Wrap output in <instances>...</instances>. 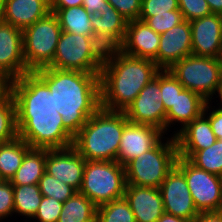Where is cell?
Wrapping results in <instances>:
<instances>
[{"mask_svg": "<svg viewBox=\"0 0 222 222\" xmlns=\"http://www.w3.org/2000/svg\"><path fill=\"white\" fill-rule=\"evenodd\" d=\"M16 105L18 136L30 147L62 149L73 146L74 136L64 127L49 87L29 72L8 83Z\"/></svg>", "mask_w": 222, "mask_h": 222, "instance_id": "cell-1", "label": "cell"}, {"mask_svg": "<svg viewBox=\"0 0 222 222\" xmlns=\"http://www.w3.org/2000/svg\"><path fill=\"white\" fill-rule=\"evenodd\" d=\"M34 73L49 87L64 127L75 136L101 107L100 76L52 67Z\"/></svg>", "mask_w": 222, "mask_h": 222, "instance_id": "cell-2", "label": "cell"}, {"mask_svg": "<svg viewBox=\"0 0 222 222\" xmlns=\"http://www.w3.org/2000/svg\"><path fill=\"white\" fill-rule=\"evenodd\" d=\"M160 70L153 60L121 52L101 68V107L125 111Z\"/></svg>", "mask_w": 222, "mask_h": 222, "instance_id": "cell-3", "label": "cell"}, {"mask_svg": "<svg viewBox=\"0 0 222 222\" xmlns=\"http://www.w3.org/2000/svg\"><path fill=\"white\" fill-rule=\"evenodd\" d=\"M127 121L124 111L100 107L74 136L73 147L87 161H116Z\"/></svg>", "mask_w": 222, "mask_h": 222, "instance_id": "cell-4", "label": "cell"}, {"mask_svg": "<svg viewBox=\"0 0 222 222\" xmlns=\"http://www.w3.org/2000/svg\"><path fill=\"white\" fill-rule=\"evenodd\" d=\"M164 138L152 149L125 165L126 184L159 188L178 158L175 137ZM166 141V142H165Z\"/></svg>", "mask_w": 222, "mask_h": 222, "instance_id": "cell-5", "label": "cell"}, {"mask_svg": "<svg viewBox=\"0 0 222 222\" xmlns=\"http://www.w3.org/2000/svg\"><path fill=\"white\" fill-rule=\"evenodd\" d=\"M169 70L184 89L200 94L206 101L222 95L221 58L191 54L176 62Z\"/></svg>", "mask_w": 222, "mask_h": 222, "instance_id": "cell-6", "label": "cell"}, {"mask_svg": "<svg viewBox=\"0 0 222 222\" xmlns=\"http://www.w3.org/2000/svg\"><path fill=\"white\" fill-rule=\"evenodd\" d=\"M126 187L125 166L117 161H87L80 187L97 207L124 197Z\"/></svg>", "mask_w": 222, "mask_h": 222, "instance_id": "cell-7", "label": "cell"}, {"mask_svg": "<svg viewBox=\"0 0 222 222\" xmlns=\"http://www.w3.org/2000/svg\"><path fill=\"white\" fill-rule=\"evenodd\" d=\"M61 33L58 18L51 11L23 30V56L30 72L51 64Z\"/></svg>", "mask_w": 222, "mask_h": 222, "instance_id": "cell-8", "label": "cell"}, {"mask_svg": "<svg viewBox=\"0 0 222 222\" xmlns=\"http://www.w3.org/2000/svg\"><path fill=\"white\" fill-rule=\"evenodd\" d=\"M175 166L184 174L199 213L222 211V177L204 171L178 156Z\"/></svg>", "mask_w": 222, "mask_h": 222, "instance_id": "cell-9", "label": "cell"}, {"mask_svg": "<svg viewBox=\"0 0 222 222\" xmlns=\"http://www.w3.org/2000/svg\"><path fill=\"white\" fill-rule=\"evenodd\" d=\"M48 67L100 76L102 65L90 52V36L62 31L54 59Z\"/></svg>", "mask_w": 222, "mask_h": 222, "instance_id": "cell-10", "label": "cell"}, {"mask_svg": "<svg viewBox=\"0 0 222 222\" xmlns=\"http://www.w3.org/2000/svg\"><path fill=\"white\" fill-rule=\"evenodd\" d=\"M128 121L159 128L165 133L166 112L160 90V71L124 111Z\"/></svg>", "mask_w": 222, "mask_h": 222, "instance_id": "cell-11", "label": "cell"}, {"mask_svg": "<svg viewBox=\"0 0 222 222\" xmlns=\"http://www.w3.org/2000/svg\"><path fill=\"white\" fill-rule=\"evenodd\" d=\"M29 72L23 56V30L0 24V78L9 83Z\"/></svg>", "mask_w": 222, "mask_h": 222, "instance_id": "cell-12", "label": "cell"}, {"mask_svg": "<svg viewBox=\"0 0 222 222\" xmlns=\"http://www.w3.org/2000/svg\"><path fill=\"white\" fill-rule=\"evenodd\" d=\"M159 190L166 213L184 219H195L199 215L186 178L176 166L167 174Z\"/></svg>", "mask_w": 222, "mask_h": 222, "instance_id": "cell-13", "label": "cell"}, {"mask_svg": "<svg viewBox=\"0 0 222 222\" xmlns=\"http://www.w3.org/2000/svg\"><path fill=\"white\" fill-rule=\"evenodd\" d=\"M163 136L165 133L157 127L127 121L116 161L125 166L133 158L154 148Z\"/></svg>", "mask_w": 222, "mask_h": 222, "instance_id": "cell-14", "label": "cell"}, {"mask_svg": "<svg viewBox=\"0 0 222 222\" xmlns=\"http://www.w3.org/2000/svg\"><path fill=\"white\" fill-rule=\"evenodd\" d=\"M192 54L202 57H222V15L210 14L190 21Z\"/></svg>", "mask_w": 222, "mask_h": 222, "instance_id": "cell-15", "label": "cell"}, {"mask_svg": "<svg viewBox=\"0 0 222 222\" xmlns=\"http://www.w3.org/2000/svg\"><path fill=\"white\" fill-rule=\"evenodd\" d=\"M86 160L73 147L48 149L45 172L80 190Z\"/></svg>", "mask_w": 222, "mask_h": 222, "instance_id": "cell-16", "label": "cell"}, {"mask_svg": "<svg viewBox=\"0 0 222 222\" xmlns=\"http://www.w3.org/2000/svg\"><path fill=\"white\" fill-rule=\"evenodd\" d=\"M192 54L190 22L184 20L167 32L160 34L158 67L170 69L176 62Z\"/></svg>", "mask_w": 222, "mask_h": 222, "instance_id": "cell-17", "label": "cell"}, {"mask_svg": "<svg viewBox=\"0 0 222 222\" xmlns=\"http://www.w3.org/2000/svg\"><path fill=\"white\" fill-rule=\"evenodd\" d=\"M160 34L145 22L132 20L127 22L126 34L122 41V52L143 59L153 60L158 66Z\"/></svg>", "mask_w": 222, "mask_h": 222, "instance_id": "cell-18", "label": "cell"}, {"mask_svg": "<svg viewBox=\"0 0 222 222\" xmlns=\"http://www.w3.org/2000/svg\"><path fill=\"white\" fill-rule=\"evenodd\" d=\"M124 198L136 222H156L165 213L159 188L126 184Z\"/></svg>", "mask_w": 222, "mask_h": 222, "instance_id": "cell-19", "label": "cell"}, {"mask_svg": "<svg viewBox=\"0 0 222 222\" xmlns=\"http://www.w3.org/2000/svg\"><path fill=\"white\" fill-rule=\"evenodd\" d=\"M178 156L189 159L196 151L213 145L217 138L214 135L209 119L202 113L187 124L175 136Z\"/></svg>", "mask_w": 222, "mask_h": 222, "instance_id": "cell-20", "label": "cell"}, {"mask_svg": "<svg viewBox=\"0 0 222 222\" xmlns=\"http://www.w3.org/2000/svg\"><path fill=\"white\" fill-rule=\"evenodd\" d=\"M206 103L207 101L200 94L184 89L177 95L174 105L166 113L165 134L168 131L170 132V128L174 127L177 123V126L178 124L181 126L179 129H174L172 134L175 136L187 124L203 113Z\"/></svg>", "mask_w": 222, "mask_h": 222, "instance_id": "cell-21", "label": "cell"}, {"mask_svg": "<svg viewBox=\"0 0 222 222\" xmlns=\"http://www.w3.org/2000/svg\"><path fill=\"white\" fill-rule=\"evenodd\" d=\"M5 23L21 30L48 14L50 0H5Z\"/></svg>", "mask_w": 222, "mask_h": 222, "instance_id": "cell-22", "label": "cell"}, {"mask_svg": "<svg viewBox=\"0 0 222 222\" xmlns=\"http://www.w3.org/2000/svg\"><path fill=\"white\" fill-rule=\"evenodd\" d=\"M48 149L31 147L25 154L21 166L11 178L12 185H34L45 173Z\"/></svg>", "mask_w": 222, "mask_h": 222, "instance_id": "cell-23", "label": "cell"}, {"mask_svg": "<svg viewBox=\"0 0 222 222\" xmlns=\"http://www.w3.org/2000/svg\"><path fill=\"white\" fill-rule=\"evenodd\" d=\"M30 148V145L19 136L11 141L0 143V177L2 180H11Z\"/></svg>", "mask_w": 222, "mask_h": 222, "instance_id": "cell-24", "label": "cell"}, {"mask_svg": "<svg viewBox=\"0 0 222 222\" xmlns=\"http://www.w3.org/2000/svg\"><path fill=\"white\" fill-rule=\"evenodd\" d=\"M58 18L62 31L90 36L94 31L91 14L81 5L63 9H50Z\"/></svg>", "mask_w": 222, "mask_h": 222, "instance_id": "cell-25", "label": "cell"}, {"mask_svg": "<svg viewBox=\"0 0 222 222\" xmlns=\"http://www.w3.org/2000/svg\"><path fill=\"white\" fill-rule=\"evenodd\" d=\"M96 211L97 206L77 191L63 203L57 222H96Z\"/></svg>", "mask_w": 222, "mask_h": 222, "instance_id": "cell-26", "label": "cell"}, {"mask_svg": "<svg viewBox=\"0 0 222 222\" xmlns=\"http://www.w3.org/2000/svg\"><path fill=\"white\" fill-rule=\"evenodd\" d=\"M14 192V214L23 216L31 221L35 216L42 200L38 184L34 185H13Z\"/></svg>", "mask_w": 222, "mask_h": 222, "instance_id": "cell-27", "label": "cell"}, {"mask_svg": "<svg viewBox=\"0 0 222 222\" xmlns=\"http://www.w3.org/2000/svg\"><path fill=\"white\" fill-rule=\"evenodd\" d=\"M90 52L103 66L122 52V42L112 33L93 32L90 35Z\"/></svg>", "mask_w": 222, "mask_h": 222, "instance_id": "cell-28", "label": "cell"}, {"mask_svg": "<svg viewBox=\"0 0 222 222\" xmlns=\"http://www.w3.org/2000/svg\"><path fill=\"white\" fill-rule=\"evenodd\" d=\"M90 22L94 32L112 33L121 42L124 40L128 21L111 4L99 15H92Z\"/></svg>", "mask_w": 222, "mask_h": 222, "instance_id": "cell-29", "label": "cell"}, {"mask_svg": "<svg viewBox=\"0 0 222 222\" xmlns=\"http://www.w3.org/2000/svg\"><path fill=\"white\" fill-rule=\"evenodd\" d=\"M18 137L16 125V105L11 93L7 91L0 98V143Z\"/></svg>", "mask_w": 222, "mask_h": 222, "instance_id": "cell-30", "label": "cell"}, {"mask_svg": "<svg viewBox=\"0 0 222 222\" xmlns=\"http://www.w3.org/2000/svg\"><path fill=\"white\" fill-rule=\"evenodd\" d=\"M196 167L222 177V140L210 147L196 151L189 159Z\"/></svg>", "mask_w": 222, "mask_h": 222, "instance_id": "cell-31", "label": "cell"}, {"mask_svg": "<svg viewBox=\"0 0 222 222\" xmlns=\"http://www.w3.org/2000/svg\"><path fill=\"white\" fill-rule=\"evenodd\" d=\"M96 222H136L128 201L122 197L97 207Z\"/></svg>", "mask_w": 222, "mask_h": 222, "instance_id": "cell-32", "label": "cell"}, {"mask_svg": "<svg viewBox=\"0 0 222 222\" xmlns=\"http://www.w3.org/2000/svg\"><path fill=\"white\" fill-rule=\"evenodd\" d=\"M38 186L44 197H51L62 203L77 192V190L71 185L63 183L58 178H55L46 172L39 180Z\"/></svg>", "mask_w": 222, "mask_h": 222, "instance_id": "cell-33", "label": "cell"}, {"mask_svg": "<svg viewBox=\"0 0 222 222\" xmlns=\"http://www.w3.org/2000/svg\"><path fill=\"white\" fill-rule=\"evenodd\" d=\"M160 90L162 103L164 105L165 112L167 113L174 105L177 95L184 90V87L169 69H161Z\"/></svg>", "mask_w": 222, "mask_h": 222, "instance_id": "cell-34", "label": "cell"}, {"mask_svg": "<svg viewBox=\"0 0 222 222\" xmlns=\"http://www.w3.org/2000/svg\"><path fill=\"white\" fill-rule=\"evenodd\" d=\"M184 20L180 10H173L169 11V14H155V16L147 18L144 22L156 33L162 34Z\"/></svg>", "mask_w": 222, "mask_h": 222, "instance_id": "cell-35", "label": "cell"}, {"mask_svg": "<svg viewBox=\"0 0 222 222\" xmlns=\"http://www.w3.org/2000/svg\"><path fill=\"white\" fill-rule=\"evenodd\" d=\"M179 10L178 0H142L140 21L155 16V14H169V11Z\"/></svg>", "mask_w": 222, "mask_h": 222, "instance_id": "cell-36", "label": "cell"}, {"mask_svg": "<svg viewBox=\"0 0 222 222\" xmlns=\"http://www.w3.org/2000/svg\"><path fill=\"white\" fill-rule=\"evenodd\" d=\"M62 208V202L43 196L38 210L32 219L34 222H57Z\"/></svg>", "mask_w": 222, "mask_h": 222, "instance_id": "cell-37", "label": "cell"}, {"mask_svg": "<svg viewBox=\"0 0 222 222\" xmlns=\"http://www.w3.org/2000/svg\"><path fill=\"white\" fill-rule=\"evenodd\" d=\"M178 6L184 19L189 22L212 14L206 0H178Z\"/></svg>", "mask_w": 222, "mask_h": 222, "instance_id": "cell-38", "label": "cell"}, {"mask_svg": "<svg viewBox=\"0 0 222 222\" xmlns=\"http://www.w3.org/2000/svg\"><path fill=\"white\" fill-rule=\"evenodd\" d=\"M14 214V192L10 181L0 182V221L7 220ZM7 218V219H6ZM4 219V220H3Z\"/></svg>", "mask_w": 222, "mask_h": 222, "instance_id": "cell-39", "label": "cell"}, {"mask_svg": "<svg viewBox=\"0 0 222 222\" xmlns=\"http://www.w3.org/2000/svg\"><path fill=\"white\" fill-rule=\"evenodd\" d=\"M127 21L139 20L142 0H107Z\"/></svg>", "mask_w": 222, "mask_h": 222, "instance_id": "cell-40", "label": "cell"}, {"mask_svg": "<svg viewBox=\"0 0 222 222\" xmlns=\"http://www.w3.org/2000/svg\"><path fill=\"white\" fill-rule=\"evenodd\" d=\"M213 102L215 101H207L203 114L209 119L216 138L222 140V110L219 107L212 106Z\"/></svg>", "mask_w": 222, "mask_h": 222, "instance_id": "cell-41", "label": "cell"}, {"mask_svg": "<svg viewBox=\"0 0 222 222\" xmlns=\"http://www.w3.org/2000/svg\"><path fill=\"white\" fill-rule=\"evenodd\" d=\"M107 0H83L82 6L91 14L99 15L108 5Z\"/></svg>", "mask_w": 222, "mask_h": 222, "instance_id": "cell-42", "label": "cell"}, {"mask_svg": "<svg viewBox=\"0 0 222 222\" xmlns=\"http://www.w3.org/2000/svg\"><path fill=\"white\" fill-rule=\"evenodd\" d=\"M194 222H222V211L201 212L194 219Z\"/></svg>", "mask_w": 222, "mask_h": 222, "instance_id": "cell-43", "label": "cell"}, {"mask_svg": "<svg viewBox=\"0 0 222 222\" xmlns=\"http://www.w3.org/2000/svg\"><path fill=\"white\" fill-rule=\"evenodd\" d=\"M83 0H50V9H63L81 6Z\"/></svg>", "mask_w": 222, "mask_h": 222, "instance_id": "cell-44", "label": "cell"}, {"mask_svg": "<svg viewBox=\"0 0 222 222\" xmlns=\"http://www.w3.org/2000/svg\"><path fill=\"white\" fill-rule=\"evenodd\" d=\"M156 222H194V219H184L165 212Z\"/></svg>", "mask_w": 222, "mask_h": 222, "instance_id": "cell-45", "label": "cell"}, {"mask_svg": "<svg viewBox=\"0 0 222 222\" xmlns=\"http://www.w3.org/2000/svg\"><path fill=\"white\" fill-rule=\"evenodd\" d=\"M211 12L222 15V0H206Z\"/></svg>", "mask_w": 222, "mask_h": 222, "instance_id": "cell-46", "label": "cell"}, {"mask_svg": "<svg viewBox=\"0 0 222 222\" xmlns=\"http://www.w3.org/2000/svg\"><path fill=\"white\" fill-rule=\"evenodd\" d=\"M8 91V83L0 78V98Z\"/></svg>", "mask_w": 222, "mask_h": 222, "instance_id": "cell-47", "label": "cell"}, {"mask_svg": "<svg viewBox=\"0 0 222 222\" xmlns=\"http://www.w3.org/2000/svg\"><path fill=\"white\" fill-rule=\"evenodd\" d=\"M5 0H0V24L5 22Z\"/></svg>", "mask_w": 222, "mask_h": 222, "instance_id": "cell-48", "label": "cell"}, {"mask_svg": "<svg viewBox=\"0 0 222 222\" xmlns=\"http://www.w3.org/2000/svg\"><path fill=\"white\" fill-rule=\"evenodd\" d=\"M220 100V103H217V105H218V107L222 110V95H220L219 97H218Z\"/></svg>", "mask_w": 222, "mask_h": 222, "instance_id": "cell-49", "label": "cell"}]
</instances>
